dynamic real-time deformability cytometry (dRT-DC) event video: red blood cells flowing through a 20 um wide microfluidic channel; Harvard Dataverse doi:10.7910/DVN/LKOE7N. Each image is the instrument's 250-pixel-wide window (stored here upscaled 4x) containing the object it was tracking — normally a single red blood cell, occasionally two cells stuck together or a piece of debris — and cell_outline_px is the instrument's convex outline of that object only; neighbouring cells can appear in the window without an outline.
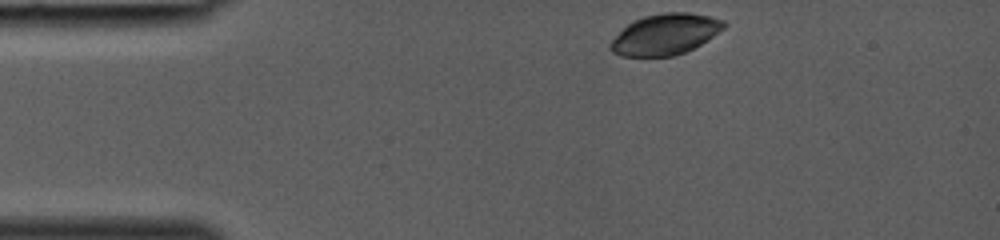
{"species": "common noctule bat (a hibernating species)", "species_latin": "Nyctalus noctula", "temperature_condition": "room temperature", "stored_images_in_passage": 31, "camera_frame_rate_fps": 3000, "um_per_image_px": 0.085, "animal": {"sex": "female", "body_mass_g": 19.0, "forearm_length_mm": 53.3}, "frame": {"image": 1, "passage_image": 1, "time_ms": 0.0, "image_size_px": [1000, 240], "cell_outline_px": [[728, 24], [724, 28], [700, 44], [684, 52], [672, 56], [620, 56], [612, 52], [608, 48], [608, 44], [632, 20], [644, 16], [664, 12], [688, 12], [708, 16], [724, 20]], "centroid_in_image_um": [56.52, 2.91], "position_along_channel_um": 28.5, "area_um2": 26.88}}
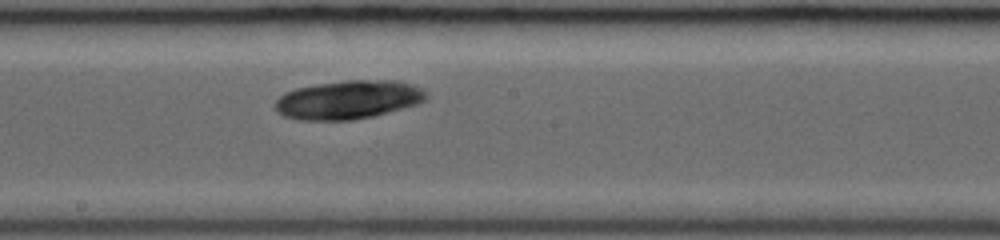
{"frame": {"image": 2, "passage_image": 16, "time_ms": 5.0, "image_size_px": [1000, 240], "cell_outline_px": [[428, 96], [420, 104], [372, 116], [352, 120], [296, 120], [284, 116], [276, 108], [276, 100], [284, 92], [296, 88], [344, 80], [396, 80], [420, 88]], "centroid_in_image_um": [29.6, 8.48], "position_along_channel_um": 218.6, "area_um2": 33.81}}
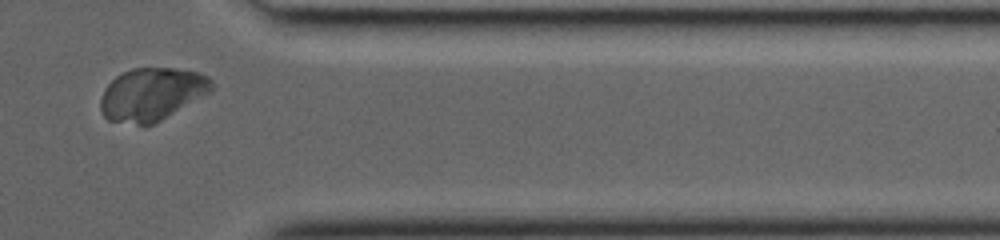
{"frame": {"image": 3, "passage_image": 27, "time_ms": 8.667, "image_size_px": [1000, 240], "cell_outline_px": [[212, 88], [208, 92], [160, 120], [152, 124], [136, 124], [108, 120], [104, 116], [100, 108], [100, 100], [104, 88], [116, 76], [132, 68], [172, 68], [200, 72], [208, 76], [212, 80]], "centroid_in_image_um": [12.86, 7.98], "position_along_channel_um": 398.5, "area_um2": 33.58}}